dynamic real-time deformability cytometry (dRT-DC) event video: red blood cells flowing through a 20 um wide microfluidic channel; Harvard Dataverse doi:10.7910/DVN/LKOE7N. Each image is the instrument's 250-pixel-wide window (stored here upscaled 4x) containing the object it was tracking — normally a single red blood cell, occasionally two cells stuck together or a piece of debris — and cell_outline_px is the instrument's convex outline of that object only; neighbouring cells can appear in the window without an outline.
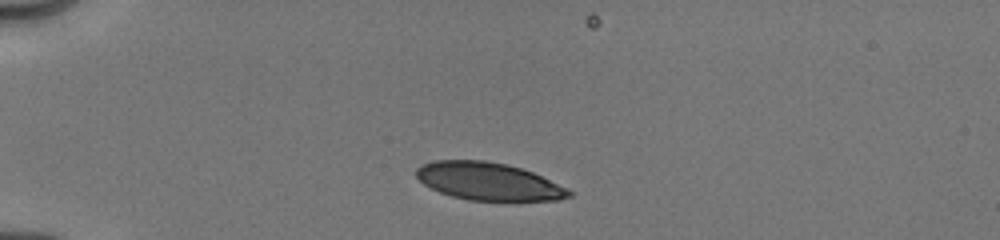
{"species": "human", "species_latin": "Homo sapiens", "temperature_condition": "cold", "stored_images_in_passage": 8, "camera_frame_rate_fps": 3000, "um_per_image_px": 0.085, "donor": {"sex": "male"}, "frame": {"image": 1, "passage_image": 1, "time_ms": 0.0, "image_size_px": [1000, 240], "cell_outline_px": [[572, 196], [556, 200], [468, 200], [452, 196], [440, 192], [424, 184], [416, 176], [416, 168], [432, 160], [484, 160], [508, 164], [532, 172], [568, 188], [572, 192]], "centroid_in_image_um": [41.51, 15.41], "position_along_channel_um": 43.5, "area_um2": 33.29}}